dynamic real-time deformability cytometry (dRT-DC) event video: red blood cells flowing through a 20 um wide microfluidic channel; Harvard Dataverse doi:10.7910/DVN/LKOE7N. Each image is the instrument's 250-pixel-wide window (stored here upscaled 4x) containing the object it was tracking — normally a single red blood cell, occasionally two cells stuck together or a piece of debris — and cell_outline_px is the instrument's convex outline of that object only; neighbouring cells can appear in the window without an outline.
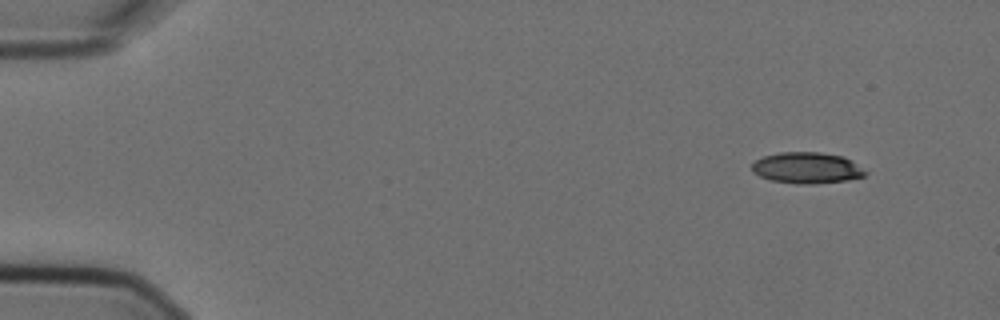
{"species": "Egyptian fruit bat (a non-hibernating species)", "species_latin": "Rousettus aegyptiacus", "temperature_condition": "cold", "stored_images_in_passage": 3, "camera_frame_rate_fps": 3000, "um_per_image_px": 0.085, "animal": {"sex": "female"}, "frame": {"image": 1, "passage_image": 1, "time_ms": 0.0, "image_size_px": [1000, 320], "cell_outline_px": [[868, 172], [864, 176], [848, 180], [816, 184], [796, 184], [772, 180], [760, 176], [752, 172], [752, 164], [756, 160], [764, 156], [780, 152], [820, 152], [844, 156]], "centroid_in_image_um": [68.59, 14.27], "position_along_channel_um": 16.4, "area_um2": 20.63}}